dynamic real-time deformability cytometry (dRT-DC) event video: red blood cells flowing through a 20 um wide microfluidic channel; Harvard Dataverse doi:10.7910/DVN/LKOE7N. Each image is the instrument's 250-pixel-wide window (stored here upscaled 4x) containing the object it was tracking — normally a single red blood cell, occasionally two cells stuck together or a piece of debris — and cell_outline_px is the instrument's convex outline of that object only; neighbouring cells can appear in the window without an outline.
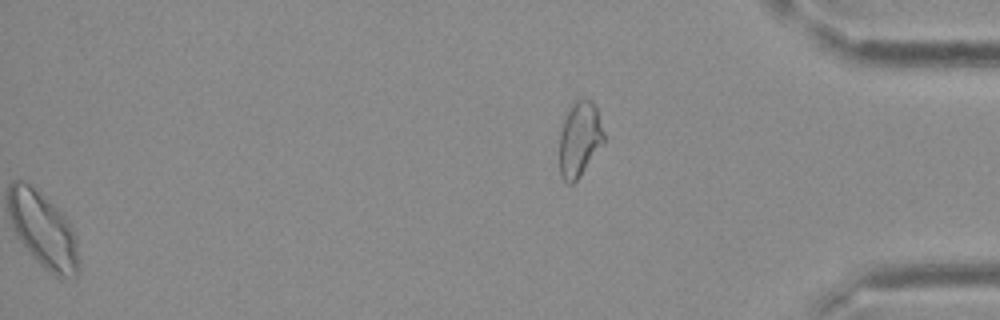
{"species": "Egyptian fruit bat (a non-hibernating species)", "species_latin": "Rousettus aegyptiacus", "temperature_condition": "cold", "stored_images_in_passage": 33, "segment_of_instrument_passage": [2, 2], "camera_frame_rate_fps": 3000, "um_per_image_px": 0.085, "frame": {"image": 1, "passage_image": 33, "time_ms": 10.667, "image_size_px": [1000, 320], "cell_outline_px": [[604, 144], [580, 176], [572, 184], [568, 184], [564, 180], [560, 172], [560, 132], [564, 120], [572, 104], [576, 100], [584, 96], [592, 100], [596, 108], [604, 132]], "centroid_in_image_um": [49.28, 11.81], "position_along_channel_um": 385.9, "area_um2": 19.48}}